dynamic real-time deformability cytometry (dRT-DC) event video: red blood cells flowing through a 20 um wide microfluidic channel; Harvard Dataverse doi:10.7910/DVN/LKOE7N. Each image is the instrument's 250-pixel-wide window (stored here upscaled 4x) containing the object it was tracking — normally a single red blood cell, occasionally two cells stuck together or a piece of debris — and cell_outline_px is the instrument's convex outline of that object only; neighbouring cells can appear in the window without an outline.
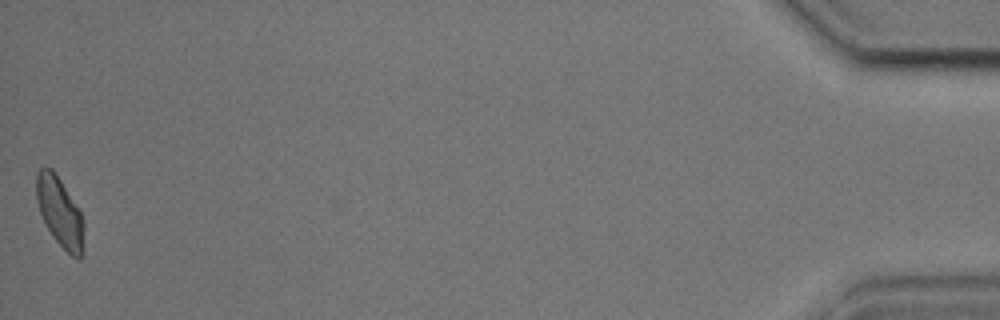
{"species": "common noctule bat (a hibernating species)", "species_latin": "Nyctalus noctula", "temperature_condition": "cold", "stored_images_in_passage": 53, "camera_frame_rate_fps": 3000, "um_per_image_px": 0.085, "animal": {"sex": "male", "body_mass_g": 17.9, "forearm_length_mm": 54.2}, "frame": {"image": 1, "passage_image": 53, "time_ms": 17.333, "image_size_px": [1000, 320], "cell_outline_px": [[84, 252], [80, 260], [76, 260], [52, 236], [40, 212], [36, 200], [36, 172], [44, 164], [52, 168], [60, 180], [80, 212], [84, 220]], "centroid_in_image_um": [5.09, 18.03], "position_along_channel_um": 430.1, "area_um2": 19.36}, "authors_computed_cell_mechanics": {"area_um2": 20.2878, "velocity_mm_per_s": 3.636, "shape_relaxation_time_tau1_ms": 3.9506, "shape_relaxation_time_tau2_ms": 2.0944, "deformation_change_tau1": 0.0901, "deformation_change_tau2": 0.0712}}